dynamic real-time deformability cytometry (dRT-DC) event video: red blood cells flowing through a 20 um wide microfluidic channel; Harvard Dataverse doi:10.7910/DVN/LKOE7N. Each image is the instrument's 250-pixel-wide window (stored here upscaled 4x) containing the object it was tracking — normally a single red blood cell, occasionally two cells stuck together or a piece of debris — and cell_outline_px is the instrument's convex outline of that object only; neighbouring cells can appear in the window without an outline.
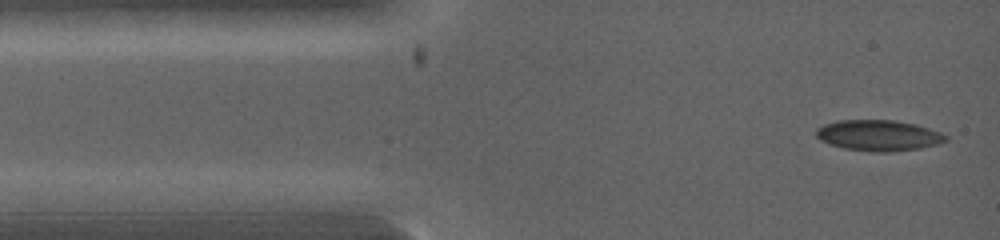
{"species": "common noctule bat (a hibernating species)", "species_latin": "Nyctalus noctula", "temperature_condition": "warm", "stored_images_in_passage": 20, "camera_frame_rate_fps": 5000, "um_per_image_px": 0.085, "animal": {"sex": "female", "body_mass_g": 19.0, "forearm_length_mm": 53.3}, "frame": {"image": 1, "passage_image": 1, "time_ms": 0.0, "image_size_px": [1000, 240], "cell_outline_px": [[948, 140], [936, 144], [920, 148], [892, 152], [868, 152], [844, 148], [828, 144], [820, 140], [816, 136], [816, 128], [824, 124], [836, 120], [896, 120], [916, 124], [940, 132], [948, 136]], "centroid_in_image_um": [74.65, 11.51], "position_along_channel_um": 10.3, "area_um2": 23.52}}
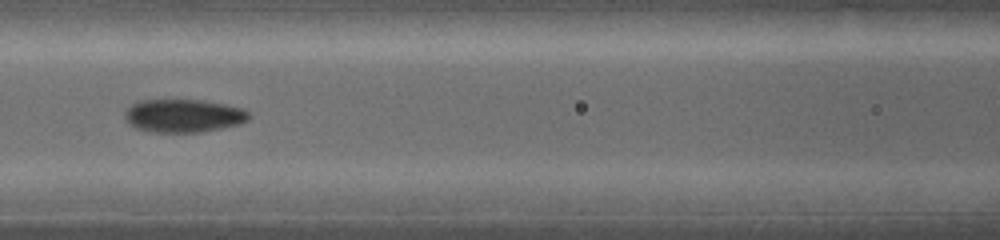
{"frame": {"image": 2, "passage_image": 12, "time_ms": 3.4, "image_size_px": [1000, 240], "cell_outline_px": [[248, 120], [240, 124], [200, 132], [152, 132], [136, 128], [128, 124], [124, 116], [124, 108], [136, 100], [200, 100], [224, 104], [244, 108], [248, 112]], "centroid_in_image_um": [15.53, 9.83], "position_along_channel_um": 151.1, "area_um2": 24.16}}
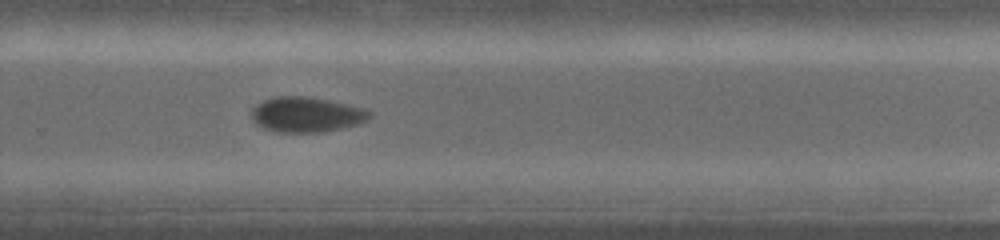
{"frame": {"image": 3, "passage_image": 20, "time_ms": 6.0, "image_size_px": [1000, 240], "cell_outline_px": [[372, 116], [368, 120], [360, 124], [320, 132], [276, 132], [264, 128], [256, 124], [252, 120], [252, 108], [256, 104], [264, 100], [276, 96], [308, 96], [348, 104], [364, 108], [372, 112]], "centroid_in_image_um": [26.06, 9.73], "position_along_channel_um": 303.7, "area_um2": 24.33}}